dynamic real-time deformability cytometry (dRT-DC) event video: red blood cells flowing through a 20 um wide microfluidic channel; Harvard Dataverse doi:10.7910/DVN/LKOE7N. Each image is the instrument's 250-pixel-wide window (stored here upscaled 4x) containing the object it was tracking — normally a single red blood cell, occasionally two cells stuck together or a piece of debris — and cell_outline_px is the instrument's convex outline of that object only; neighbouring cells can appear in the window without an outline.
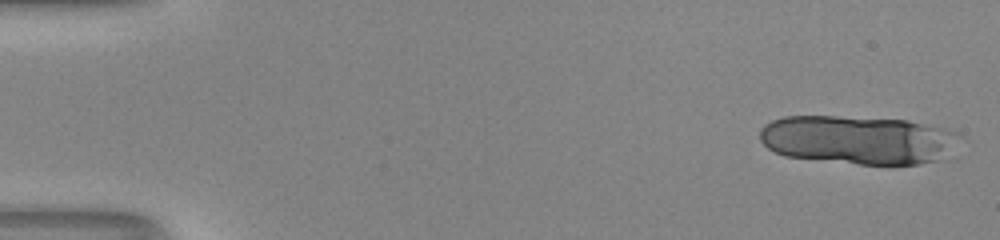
{"species": "human", "species_latin": "Homo sapiens", "temperature_condition": "room temperature", "stored_images_in_passage": 15, "camera_frame_rate_fps": 3000, "um_per_image_px": 0.085, "donor": {"sex": "male"}, "frame": {"image": 1, "passage_image": 1, "time_ms": 0.0, "image_size_px": [1000, 240], "cell_outline_px": [[968, 140], [940, 160], [916, 164], [860, 164], [784, 156], [768, 148], [760, 140], [760, 128], [764, 124], [772, 120], [784, 116], [836, 116], [908, 120], [944, 128], [960, 132]], "centroid_in_image_um": [73.05, 11.88], "position_along_channel_um": 12.0, "area_um2": 57.51}}